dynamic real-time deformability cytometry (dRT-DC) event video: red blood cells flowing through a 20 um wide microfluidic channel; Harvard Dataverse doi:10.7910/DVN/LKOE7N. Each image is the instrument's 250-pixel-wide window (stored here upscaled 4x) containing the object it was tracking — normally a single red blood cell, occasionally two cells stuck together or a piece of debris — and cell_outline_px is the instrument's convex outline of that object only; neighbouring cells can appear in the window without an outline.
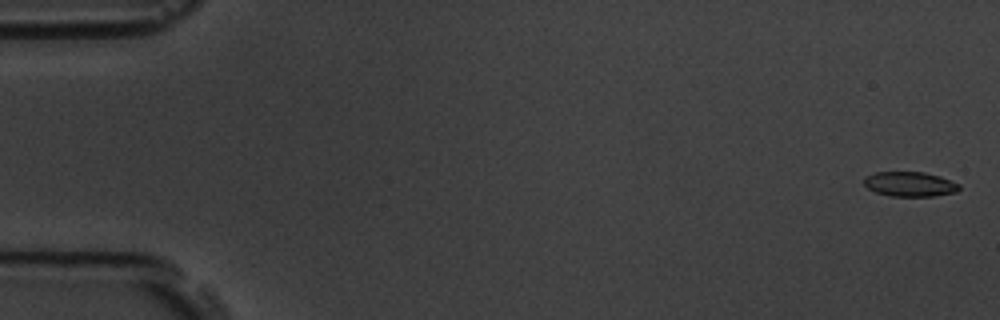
{"species": "common noctule bat (a hibernating species)", "species_latin": "Nyctalus noctula", "temperature_condition": "room temperature", "stored_images_in_passage": 10, "camera_frame_rate_fps": 3000, "um_per_image_px": 0.085, "animal": {"sex": "male", "body_mass_g": 19.5, "forearm_length_mm": 54.6}, "frame": {"image": 1, "passage_image": 1, "time_ms": 0.0, "image_size_px": [1000, 320], "cell_outline_px": [[960, 188], [956, 192], [932, 196], [892, 196], [876, 192], [868, 188], [864, 184], [864, 176], [876, 172], [924, 172], [940, 176], [960, 184]], "centroid_in_image_um": [77.34, 15.64], "position_along_channel_um": 7.7, "area_um2": 13.7}}
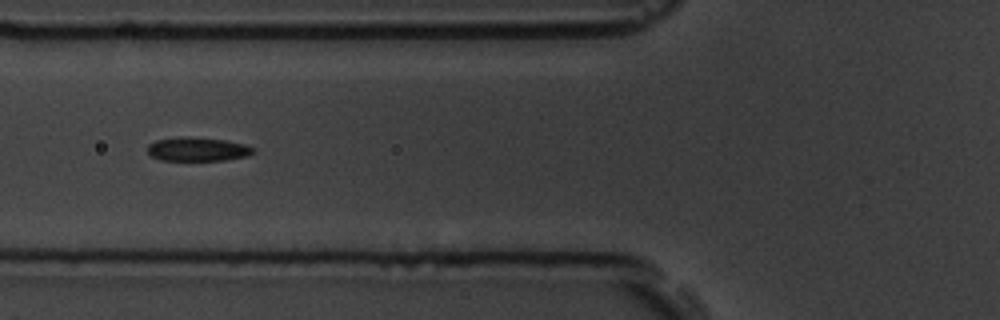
{"frame": {"image": 2, "passage_image": 7, "time_ms": 7.0, "image_size_px": [1000, 320], "cell_outline_px": [[256, 152], [248, 156], [224, 160], [160, 160], [152, 156], [148, 152], [148, 144], [156, 140], [224, 140], [244, 144], [252, 148]], "centroid_in_image_um": [16.85, 12.75], "position_along_channel_um": 109.0, "area_um2": 13.58}}
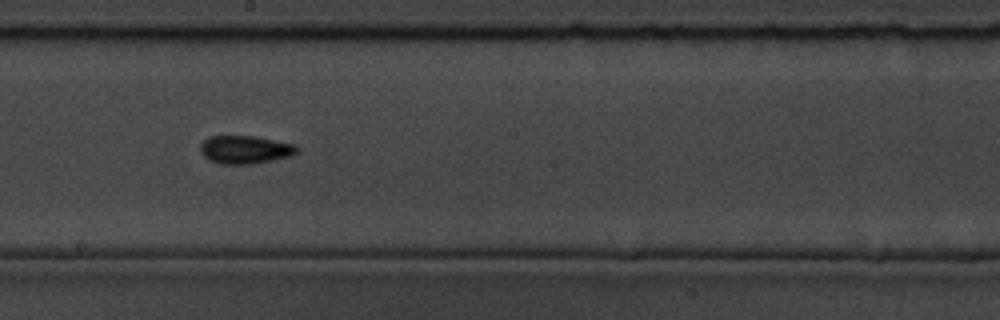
{"frame": {"image": 3, "passage_image": 10, "time_ms": 10.333, "image_size_px": [1000, 320], "cell_outline_px": [[300, 148], [292, 156], [252, 164], [220, 164], [208, 160], [200, 152], [200, 144], [208, 136], [256, 136], [292, 144]], "centroid_in_image_um": [20.8, 12.72], "position_along_channel_um": 227.4, "area_um2": 15.9}}